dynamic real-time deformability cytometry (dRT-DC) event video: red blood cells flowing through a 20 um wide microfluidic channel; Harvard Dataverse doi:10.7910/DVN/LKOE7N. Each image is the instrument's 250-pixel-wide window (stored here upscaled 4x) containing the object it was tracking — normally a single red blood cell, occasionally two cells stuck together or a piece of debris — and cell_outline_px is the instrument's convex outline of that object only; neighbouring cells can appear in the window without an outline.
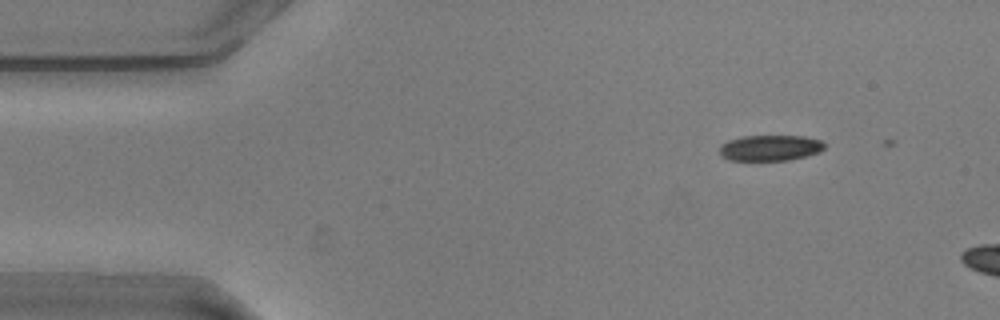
{"species": "common noctule bat (a hibernating species)", "species_latin": "Nyctalus noctula", "temperature_condition": "warm", "stored_images_in_passage": 3, "camera_frame_rate_fps": 3000, "um_per_image_px": 0.085, "animal": {"sex": "male", "body_mass_g": 20.5, "forearm_length_mm": 52.5}, "frame": {"image": 1, "passage_image": 2, "time_ms": 0.333, "image_size_px": [1000, 320], "cell_outline_px": [[824, 148], [820, 152], [808, 156], [788, 160], [728, 160], [720, 156], [720, 144], [728, 140], [740, 136], [804, 136], [820, 140], [824, 144]], "centroid_in_image_um": [65.44, 12.57], "position_along_channel_um": 19.6, "area_um2": 15.9}}